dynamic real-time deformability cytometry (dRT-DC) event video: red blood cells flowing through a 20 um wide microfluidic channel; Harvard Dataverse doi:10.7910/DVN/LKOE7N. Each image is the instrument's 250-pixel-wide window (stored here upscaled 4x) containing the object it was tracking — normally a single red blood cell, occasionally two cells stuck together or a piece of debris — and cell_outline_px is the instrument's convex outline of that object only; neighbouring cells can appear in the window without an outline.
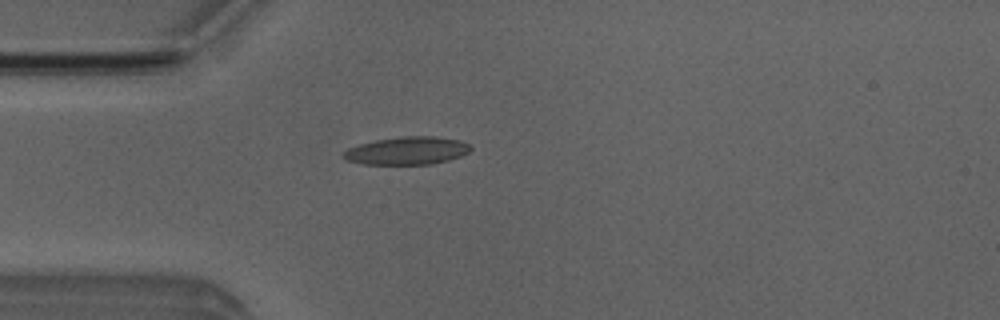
{"species": "Egyptian fruit bat (a non-hibernating species)", "species_latin": "Rousettus aegyptiacus", "temperature_condition": "room temperature", "stored_images_in_passage": 51, "camera_frame_rate_fps": 3000, "um_per_image_px": 0.085, "animal": {"sex": "male"}, "frame": {"image": 1, "passage_image": 14, "time_ms": 4.333, "image_size_px": [1000, 320], "cell_outline_px": [[472, 148], [468, 152], [460, 156], [448, 160], [432, 164], [364, 164], [348, 160], [340, 156], [348, 148], [360, 144], [376, 140], [400, 136], [436, 136], [460, 140], [468, 144]], "centroid_in_image_um": [34.61, 12.8], "position_along_channel_um": 50.4, "area_um2": 20.58}}
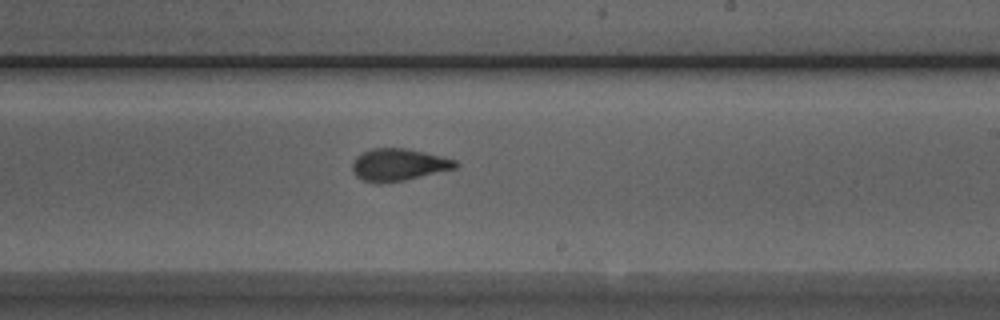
{"frame": {"image": 2, "passage_image": 30, "time_ms": 9.667, "image_size_px": [1000, 320], "cell_outline_px": [[460, 164], [456, 168], [404, 180], [380, 184], [364, 180], [356, 176], [352, 172], [352, 164], [356, 156], [372, 148], [404, 148], [424, 152], [456, 160]], "centroid_in_image_um": [33.86, 14.0], "position_along_channel_um": 255.1, "area_um2": 19.25}}
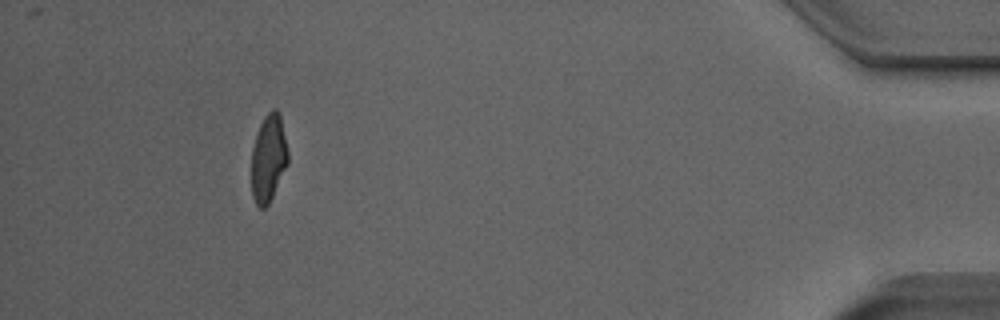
{"frame": {"image": 3, "passage_image": 47, "time_ms": 15.333, "image_size_px": [1000, 320], "cell_outline_px": [[288, 164], [268, 204], [264, 208], [260, 208], [256, 204], [252, 196], [252, 148], [260, 124], [264, 116], [272, 108], [276, 108], [280, 112], [288, 148]], "centroid_in_image_um": [22.84, 13.4], "position_along_channel_um": 412.4, "area_um2": 18.67}, "authors_computed_cell_mechanics": {"area_um2": 19.2474, "velocity_mm_per_s": 3.9872, "shape_relaxation_time_tau1_ms": 5.797, "shape_relaxation_time_tau2_ms": 1.4429, "deformation_change_tau1": 0.1806, "deformation_change_tau2": 0.0752}}